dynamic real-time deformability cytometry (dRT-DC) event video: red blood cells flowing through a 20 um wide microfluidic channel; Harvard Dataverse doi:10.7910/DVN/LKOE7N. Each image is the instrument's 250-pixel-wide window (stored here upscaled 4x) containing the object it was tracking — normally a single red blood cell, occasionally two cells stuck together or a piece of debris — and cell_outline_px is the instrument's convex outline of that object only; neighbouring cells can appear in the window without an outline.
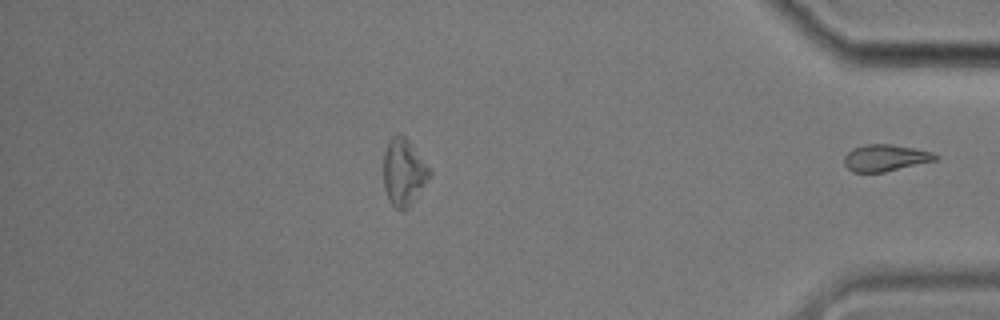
{"species": "common noctule bat (a hibernating species)", "species_latin": "Nyctalus noctula", "temperature_condition": "cold", "stored_images_in_passage": 49, "segment_of_instrument_passage": [2, 2], "camera_frame_rate_fps": 3000, "um_per_image_px": 0.085, "animal": {"sex": "male", "body_mass_g": 17.9}, "frame": {"image": 1, "passage_image": 49, "time_ms": 16.0, "image_size_px": [1000, 320], "cell_outline_px": [[940, 156], [936, 160], [884, 172], [852, 172], [844, 164], [844, 156], [852, 148], [864, 144], [892, 144], [932, 152]], "centroid_in_image_um": [75.23, 13.41], "position_along_channel_um": 360.0, "area_um2": 14.16}}